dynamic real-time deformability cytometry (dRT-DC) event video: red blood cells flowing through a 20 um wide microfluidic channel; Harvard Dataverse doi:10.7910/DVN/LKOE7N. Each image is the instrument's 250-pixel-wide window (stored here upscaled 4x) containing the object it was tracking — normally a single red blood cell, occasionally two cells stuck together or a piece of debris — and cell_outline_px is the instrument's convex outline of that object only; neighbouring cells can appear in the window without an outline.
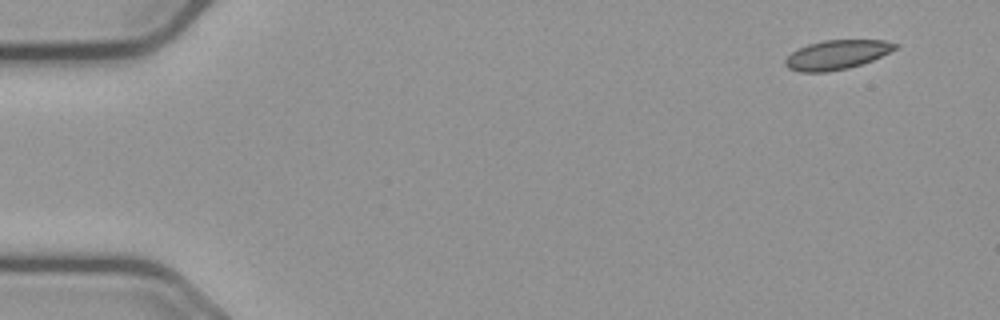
{"species": "common noctule bat (a hibernating species)", "species_latin": "Nyctalus noctula", "temperature_condition": "cold", "stored_images_in_passage": 54, "camera_frame_rate_fps": 3000, "um_per_image_px": 0.085, "animal": {"sex": "male", "body_mass_g": 23.1, "forearm_length_mm": 52.7}, "frame": {"image": 1, "passage_image": 1, "time_ms": 0.0, "image_size_px": [1000, 320], "cell_outline_px": [[900, 44], [896, 48], [872, 60], [848, 68], [828, 72], [800, 72], [788, 68], [784, 64], [784, 60], [792, 52], [808, 44], [824, 40], [884, 40]], "centroid_in_image_um": [71.11, 4.65], "position_along_channel_um": 13.9, "area_um2": 18.61}}
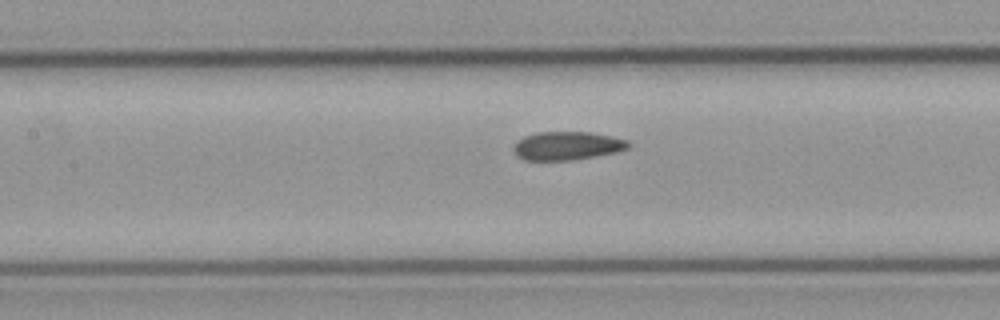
{"frame": {"image": 2, "passage_image": 23, "time_ms": 7.333, "image_size_px": [1000, 320], "cell_outline_px": [[632, 144], [628, 148], [616, 152], [572, 160], [524, 160], [516, 156], [512, 148], [516, 140], [524, 136], [536, 132], [588, 132], [612, 136], [628, 140]], "centroid_in_image_um": [48.17, 12.39], "position_along_channel_um": 159.2, "area_um2": 19.19}}
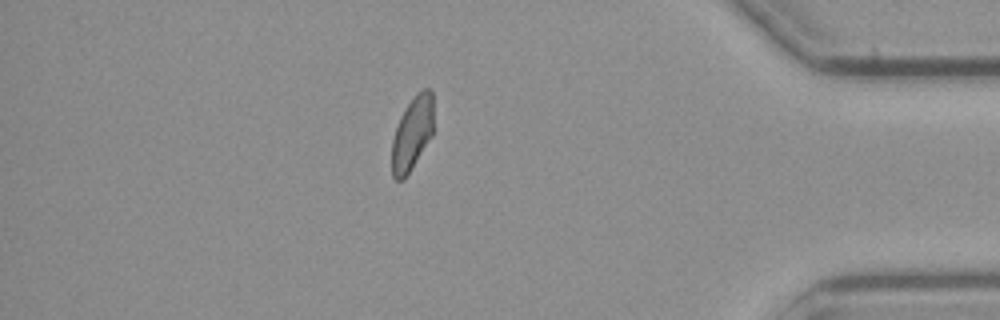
{"frame": {"image": 3, "passage_image": 46, "time_ms": 15.0, "image_size_px": [1000, 320], "cell_outline_px": [[432, 136], [404, 180], [396, 180], [392, 176], [392, 140], [400, 116], [404, 108], [416, 92], [424, 88], [428, 88], [432, 92]], "centroid_in_image_um": [35.02, 11.34], "position_along_channel_um": 400.2, "area_um2": 17.86}, "authors_computed_cell_mechanics": {"area_um2": 19.1318, "velocity_mm_per_s": 3.6503, "shape_relaxation_time_tau1_ms": null, "shape_relaxation_time_tau2_ms": 2.1568, "deformation_change_tau1": null, "deformation_change_tau2": 0.0852}}